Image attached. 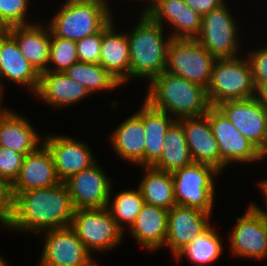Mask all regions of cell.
Returning a JSON list of instances; mask_svg holds the SVG:
<instances>
[{
    "label": "cell",
    "instance_id": "obj_1",
    "mask_svg": "<svg viewBox=\"0 0 267 266\" xmlns=\"http://www.w3.org/2000/svg\"><path fill=\"white\" fill-rule=\"evenodd\" d=\"M74 210L65 182L22 191L14 197L13 212L6 228L41 234L46 230L70 227Z\"/></svg>",
    "mask_w": 267,
    "mask_h": 266
},
{
    "label": "cell",
    "instance_id": "obj_2",
    "mask_svg": "<svg viewBox=\"0 0 267 266\" xmlns=\"http://www.w3.org/2000/svg\"><path fill=\"white\" fill-rule=\"evenodd\" d=\"M149 83L144 101L176 120L205 115L211 107L207 90L183 77L164 71Z\"/></svg>",
    "mask_w": 267,
    "mask_h": 266
},
{
    "label": "cell",
    "instance_id": "obj_3",
    "mask_svg": "<svg viewBox=\"0 0 267 266\" xmlns=\"http://www.w3.org/2000/svg\"><path fill=\"white\" fill-rule=\"evenodd\" d=\"M127 32L130 53V79L145 78L149 82L165 71L167 47L172 39L164 38L165 26L156 23L147 13Z\"/></svg>",
    "mask_w": 267,
    "mask_h": 266
},
{
    "label": "cell",
    "instance_id": "obj_4",
    "mask_svg": "<svg viewBox=\"0 0 267 266\" xmlns=\"http://www.w3.org/2000/svg\"><path fill=\"white\" fill-rule=\"evenodd\" d=\"M47 26L54 36L79 41L100 31L111 19L107 0H65Z\"/></svg>",
    "mask_w": 267,
    "mask_h": 266
},
{
    "label": "cell",
    "instance_id": "obj_5",
    "mask_svg": "<svg viewBox=\"0 0 267 266\" xmlns=\"http://www.w3.org/2000/svg\"><path fill=\"white\" fill-rule=\"evenodd\" d=\"M216 58L207 90L211 106L228 100H244L255 97L256 89L252 78V68L247 56L243 58Z\"/></svg>",
    "mask_w": 267,
    "mask_h": 266
},
{
    "label": "cell",
    "instance_id": "obj_6",
    "mask_svg": "<svg viewBox=\"0 0 267 266\" xmlns=\"http://www.w3.org/2000/svg\"><path fill=\"white\" fill-rule=\"evenodd\" d=\"M219 173L216 168L205 163H192L173 171L171 175L176 204L212 214L215 202L214 178Z\"/></svg>",
    "mask_w": 267,
    "mask_h": 266
},
{
    "label": "cell",
    "instance_id": "obj_7",
    "mask_svg": "<svg viewBox=\"0 0 267 266\" xmlns=\"http://www.w3.org/2000/svg\"><path fill=\"white\" fill-rule=\"evenodd\" d=\"M215 59L196 39L172 38L167 47L165 72L207 89Z\"/></svg>",
    "mask_w": 267,
    "mask_h": 266
},
{
    "label": "cell",
    "instance_id": "obj_8",
    "mask_svg": "<svg viewBox=\"0 0 267 266\" xmlns=\"http://www.w3.org/2000/svg\"><path fill=\"white\" fill-rule=\"evenodd\" d=\"M70 227L90 253L95 250H112L123 241L124 232L117 226L106 207L75 209Z\"/></svg>",
    "mask_w": 267,
    "mask_h": 266
},
{
    "label": "cell",
    "instance_id": "obj_9",
    "mask_svg": "<svg viewBox=\"0 0 267 266\" xmlns=\"http://www.w3.org/2000/svg\"><path fill=\"white\" fill-rule=\"evenodd\" d=\"M223 4L202 17L196 40L215 58L238 56L241 50L238 29L228 5Z\"/></svg>",
    "mask_w": 267,
    "mask_h": 266
},
{
    "label": "cell",
    "instance_id": "obj_10",
    "mask_svg": "<svg viewBox=\"0 0 267 266\" xmlns=\"http://www.w3.org/2000/svg\"><path fill=\"white\" fill-rule=\"evenodd\" d=\"M248 207L228 232L229 247L233 256L261 260L267 258V216L254 203Z\"/></svg>",
    "mask_w": 267,
    "mask_h": 266
},
{
    "label": "cell",
    "instance_id": "obj_11",
    "mask_svg": "<svg viewBox=\"0 0 267 266\" xmlns=\"http://www.w3.org/2000/svg\"><path fill=\"white\" fill-rule=\"evenodd\" d=\"M212 133L218 142L220 172L229 164L260 161L258 148L245 138L224 113L211 106L207 111Z\"/></svg>",
    "mask_w": 267,
    "mask_h": 266
},
{
    "label": "cell",
    "instance_id": "obj_12",
    "mask_svg": "<svg viewBox=\"0 0 267 266\" xmlns=\"http://www.w3.org/2000/svg\"><path fill=\"white\" fill-rule=\"evenodd\" d=\"M44 232L46 238L40 262L55 266H98L71 227L41 233Z\"/></svg>",
    "mask_w": 267,
    "mask_h": 266
},
{
    "label": "cell",
    "instance_id": "obj_13",
    "mask_svg": "<svg viewBox=\"0 0 267 266\" xmlns=\"http://www.w3.org/2000/svg\"><path fill=\"white\" fill-rule=\"evenodd\" d=\"M74 209H101L107 206L112 184L97 162L65 181Z\"/></svg>",
    "mask_w": 267,
    "mask_h": 266
},
{
    "label": "cell",
    "instance_id": "obj_14",
    "mask_svg": "<svg viewBox=\"0 0 267 266\" xmlns=\"http://www.w3.org/2000/svg\"><path fill=\"white\" fill-rule=\"evenodd\" d=\"M43 144L50 151L60 182H65L76 173L89 168L97 162L92 151L84 141L70 136L47 135Z\"/></svg>",
    "mask_w": 267,
    "mask_h": 266
},
{
    "label": "cell",
    "instance_id": "obj_15",
    "mask_svg": "<svg viewBox=\"0 0 267 266\" xmlns=\"http://www.w3.org/2000/svg\"><path fill=\"white\" fill-rule=\"evenodd\" d=\"M211 214L195 208L175 205L168 210L167 234L164 247L167 246L173 256L191 243L209 226Z\"/></svg>",
    "mask_w": 267,
    "mask_h": 266
},
{
    "label": "cell",
    "instance_id": "obj_16",
    "mask_svg": "<svg viewBox=\"0 0 267 266\" xmlns=\"http://www.w3.org/2000/svg\"><path fill=\"white\" fill-rule=\"evenodd\" d=\"M8 79L19 86L26 87L35 94L40 74L28 62L19 50L16 41L8 34L7 29L0 30V97L3 98L2 79Z\"/></svg>",
    "mask_w": 267,
    "mask_h": 266
},
{
    "label": "cell",
    "instance_id": "obj_17",
    "mask_svg": "<svg viewBox=\"0 0 267 266\" xmlns=\"http://www.w3.org/2000/svg\"><path fill=\"white\" fill-rule=\"evenodd\" d=\"M217 107L245 138L257 148L261 146L267 126V112L256 97L224 101Z\"/></svg>",
    "mask_w": 267,
    "mask_h": 266
},
{
    "label": "cell",
    "instance_id": "obj_18",
    "mask_svg": "<svg viewBox=\"0 0 267 266\" xmlns=\"http://www.w3.org/2000/svg\"><path fill=\"white\" fill-rule=\"evenodd\" d=\"M60 183L57 176L52 155L48 148L42 144L36 151L24 156L20 173L12 184L15 197L22 191L48 188Z\"/></svg>",
    "mask_w": 267,
    "mask_h": 266
},
{
    "label": "cell",
    "instance_id": "obj_19",
    "mask_svg": "<svg viewBox=\"0 0 267 266\" xmlns=\"http://www.w3.org/2000/svg\"><path fill=\"white\" fill-rule=\"evenodd\" d=\"M147 14L162 26L166 22L172 25L171 38L196 39L201 29L202 16L184 0H159Z\"/></svg>",
    "mask_w": 267,
    "mask_h": 266
},
{
    "label": "cell",
    "instance_id": "obj_20",
    "mask_svg": "<svg viewBox=\"0 0 267 266\" xmlns=\"http://www.w3.org/2000/svg\"><path fill=\"white\" fill-rule=\"evenodd\" d=\"M184 129L193 163H205L220 171V152L208 116L185 117L178 120Z\"/></svg>",
    "mask_w": 267,
    "mask_h": 266
},
{
    "label": "cell",
    "instance_id": "obj_21",
    "mask_svg": "<svg viewBox=\"0 0 267 266\" xmlns=\"http://www.w3.org/2000/svg\"><path fill=\"white\" fill-rule=\"evenodd\" d=\"M99 64L121 84L130 79L127 33H117L112 19L101 29Z\"/></svg>",
    "mask_w": 267,
    "mask_h": 266
},
{
    "label": "cell",
    "instance_id": "obj_22",
    "mask_svg": "<svg viewBox=\"0 0 267 266\" xmlns=\"http://www.w3.org/2000/svg\"><path fill=\"white\" fill-rule=\"evenodd\" d=\"M1 108L0 146L23 155L36 151L43 144V140L30 121L6 107Z\"/></svg>",
    "mask_w": 267,
    "mask_h": 266
},
{
    "label": "cell",
    "instance_id": "obj_23",
    "mask_svg": "<svg viewBox=\"0 0 267 266\" xmlns=\"http://www.w3.org/2000/svg\"><path fill=\"white\" fill-rule=\"evenodd\" d=\"M91 95L87 88L64 72L45 71L40 74L35 97L54 108L69 106Z\"/></svg>",
    "mask_w": 267,
    "mask_h": 266
},
{
    "label": "cell",
    "instance_id": "obj_24",
    "mask_svg": "<svg viewBox=\"0 0 267 266\" xmlns=\"http://www.w3.org/2000/svg\"><path fill=\"white\" fill-rule=\"evenodd\" d=\"M30 24L7 28L8 34L16 41L19 50L28 62L41 74L47 71L51 31L48 26Z\"/></svg>",
    "mask_w": 267,
    "mask_h": 266
},
{
    "label": "cell",
    "instance_id": "obj_25",
    "mask_svg": "<svg viewBox=\"0 0 267 266\" xmlns=\"http://www.w3.org/2000/svg\"><path fill=\"white\" fill-rule=\"evenodd\" d=\"M168 210L144 203L129 228V234L144 249L158 250L164 247L167 234Z\"/></svg>",
    "mask_w": 267,
    "mask_h": 266
},
{
    "label": "cell",
    "instance_id": "obj_26",
    "mask_svg": "<svg viewBox=\"0 0 267 266\" xmlns=\"http://www.w3.org/2000/svg\"><path fill=\"white\" fill-rule=\"evenodd\" d=\"M136 112L143 121L145 131V154L143 167H152L161 157L165 135L176 121L171 115L152 108L146 101Z\"/></svg>",
    "mask_w": 267,
    "mask_h": 266
},
{
    "label": "cell",
    "instance_id": "obj_27",
    "mask_svg": "<svg viewBox=\"0 0 267 266\" xmlns=\"http://www.w3.org/2000/svg\"><path fill=\"white\" fill-rule=\"evenodd\" d=\"M145 131L142 118L134 113L115 128L110 136V142L122 160L143 167L145 154Z\"/></svg>",
    "mask_w": 267,
    "mask_h": 266
},
{
    "label": "cell",
    "instance_id": "obj_28",
    "mask_svg": "<svg viewBox=\"0 0 267 266\" xmlns=\"http://www.w3.org/2000/svg\"><path fill=\"white\" fill-rule=\"evenodd\" d=\"M145 173L138 188L144 203L170 210L177 205L174 198V182L171 172L143 167ZM146 174V175H145Z\"/></svg>",
    "mask_w": 267,
    "mask_h": 266
},
{
    "label": "cell",
    "instance_id": "obj_29",
    "mask_svg": "<svg viewBox=\"0 0 267 266\" xmlns=\"http://www.w3.org/2000/svg\"><path fill=\"white\" fill-rule=\"evenodd\" d=\"M164 141L162 155L152 167L172 173L193 163L183 126L178 120L170 126Z\"/></svg>",
    "mask_w": 267,
    "mask_h": 266
},
{
    "label": "cell",
    "instance_id": "obj_30",
    "mask_svg": "<svg viewBox=\"0 0 267 266\" xmlns=\"http://www.w3.org/2000/svg\"><path fill=\"white\" fill-rule=\"evenodd\" d=\"M223 246L218 231L209 226L203 233L198 235L191 243L182 248L176 255V261L183 256L198 266H207L221 257Z\"/></svg>",
    "mask_w": 267,
    "mask_h": 266
},
{
    "label": "cell",
    "instance_id": "obj_31",
    "mask_svg": "<svg viewBox=\"0 0 267 266\" xmlns=\"http://www.w3.org/2000/svg\"><path fill=\"white\" fill-rule=\"evenodd\" d=\"M64 73L85 86L90 94L108 89L111 91L121 86V83L100 64L76 62Z\"/></svg>",
    "mask_w": 267,
    "mask_h": 266
},
{
    "label": "cell",
    "instance_id": "obj_32",
    "mask_svg": "<svg viewBox=\"0 0 267 266\" xmlns=\"http://www.w3.org/2000/svg\"><path fill=\"white\" fill-rule=\"evenodd\" d=\"M111 195L106 208L117 226L124 232L127 229V225L129 229L134 223L144 204V199L138 187L136 190H123L117 193L113 202L111 201ZM124 223L127 225L125 226Z\"/></svg>",
    "mask_w": 267,
    "mask_h": 266
},
{
    "label": "cell",
    "instance_id": "obj_33",
    "mask_svg": "<svg viewBox=\"0 0 267 266\" xmlns=\"http://www.w3.org/2000/svg\"><path fill=\"white\" fill-rule=\"evenodd\" d=\"M76 62H78L76 42L51 33L48 65L52 63L54 67H47V71L65 72Z\"/></svg>",
    "mask_w": 267,
    "mask_h": 266
},
{
    "label": "cell",
    "instance_id": "obj_34",
    "mask_svg": "<svg viewBox=\"0 0 267 266\" xmlns=\"http://www.w3.org/2000/svg\"><path fill=\"white\" fill-rule=\"evenodd\" d=\"M29 1L30 0H0V21L7 28L33 24L27 20Z\"/></svg>",
    "mask_w": 267,
    "mask_h": 266
},
{
    "label": "cell",
    "instance_id": "obj_35",
    "mask_svg": "<svg viewBox=\"0 0 267 266\" xmlns=\"http://www.w3.org/2000/svg\"><path fill=\"white\" fill-rule=\"evenodd\" d=\"M24 156L23 154L0 146V177L13 184L20 173Z\"/></svg>",
    "mask_w": 267,
    "mask_h": 266
},
{
    "label": "cell",
    "instance_id": "obj_36",
    "mask_svg": "<svg viewBox=\"0 0 267 266\" xmlns=\"http://www.w3.org/2000/svg\"><path fill=\"white\" fill-rule=\"evenodd\" d=\"M101 48V30L76 41L78 62L99 64Z\"/></svg>",
    "mask_w": 267,
    "mask_h": 266
},
{
    "label": "cell",
    "instance_id": "obj_37",
    "mask_svg": "<svg viewBox=\"0 0 267 266\" xmlns=\"http://www.w3.org/2000/svg\"><path fill=\"white\" fill-rule=\"evenodd\" d=\"M247 53L252 68L254 87L257 90L260 86L267 85V45Z\"/></svg>",
    "mask_w": 267,
    "mask_h": 266
},
{
    "label": "cell",
    "instance_id": "obj_38",
    "mask_svg": "<svg viewBox=\"0 0 267 266\" xmlns=\"http://www.w3.org/2000/svg\"><path fill=\"white\" fill-rule=\"evenodd\" d=\"M14 207L12 184L0 177V223L6 228Z\"/></svg>",
    "mask_w": 267,
    "mask_h": 266
},
{
    "label": "cell",
    "instance_id": "obj_39",
    "mask_svg": "<svg viewBox=\"0 0 267 266\" xmlns=\"http://www.w3.org/2000/svg\"><path fill=\"white\" fill-rule=\"evenodd\" d=\"M184 2L202 17L226 3L224 0H184Z\"/></svg>",
    "mask_w": 267,
    "mask_h": 266
},
{
    "label": "cell",
    "instance_id": "obj_40",
    "mask_svg": "<svg viewBox=\"0 0 267 266\" xmlns=\"http://www.w3.org/2000/svg\"><path fill=\"white\" fill-rule=\"evenodd\" d=\"M255 97L260 103L261 107L267 112V85L260 86L256 90Z\"/></svg>",
    "mask_w": 267,
    "mask_h": 266
},
{
    "label": "cell",
    "instance_id": "obj_41",
    "mask_svg": "<svg viewBox=\"0 0 267 266\" xmlns=\"http://www.w3.org/2000/svg\"><path fill=\"white\" fill-rule=\"evenodd\" d=\"M259 156L261 160H264L267 157V126L265 130L264 139L261 143V146L258 148Z\"/></svg>",
    "mask_w": 267,
    "mask_h": 266
},
{
    "label": "cell",
    "instance_id": "obj_42",
    "mask_svg": "<svg viewBox=\"0 0 267 266\" xmlns=\"http://www.w3.org/2000/svg\"><path fill=\"white\" fill-rule=\"evenodd\" d=\"M259 187L261 188V192H263V194H264V200L266 202L265 205L267 206V179H263V181L261 180V182H259ZM263 212L267 216V210L266 211L263 210Z\"/></svg>",
    "mask_w": 267,
    "mask_h": 266
},
{
    "label": "cell",
    "instance_id": "obj_43",
    "mask_svg": "<svg viewBox=\"0 0 267 266\" xmlns=\"http://www.w3.org/2000/svg\"><path fill=\"white\" fill-rule=\"evenodd\" d=\"M140 1H146V0H140ZM159 0H147V2L149 3V4H147V7H144L145 9H143L142 11V13H147L157 2H158Z\"/></svg>",
    "mask_w": 267,
    "mask_h": 266
},
{
    "label": "cell",
    "instance_id": "obj_44",
    "mask_svg": "<svg viewBox=\"0 0 267 266\" xmlns=\"http://www.w3.org/2000/svg\"><path fill=\"white\" fill-rule=\"evenodd\" d=\"M0 266H7V263L1 256H0Z\"/></svg>",
    "mask_w": 267,
    "mask_h": 266
},
{
    "label": "cell",
    "instance_id": "obj_45",
    "mask_svg": "<svg viewBox=\"0 0 267 266\" xmlns=\"http://www.w3.org/2000/svg\"><path fill=\"white\" fill-rule=\"evenodd\" d=\"M7 29V27L0 21V30Z\"/></svg>",
    "mask_w": 267,
    "mask_h": 266
},
{
    "label": "cell",
    "instance_id": "obj_46",
    "mask_svg": "<svg viewBox=\"0 0 267 266\" xmlns=\"http://www.w3.org/2000/svg\"><path fill=\"white\" fill-rule=\"evenodd\" d=\"M38 265H40V266H55V265H50V264H44L42 262H40Z\"/></svg>",
    "mask_w": 267,
    "mask_h": 266
},
{
    "label": "cell",
    "instance_id": "obj_47",
    "mask_svg": "<svg viewBox=\"0 0 267 266\" xmlns=\"http://www.w3.org/2000/svg\"><path fill=\"white\" fill-rule=\"evenodd\" d=\"M2 100H3V99L0 97V107L2 106Z\"/></svg>",
    "mask_w": 267,
    "mask_h": 266
}]
</instances>
